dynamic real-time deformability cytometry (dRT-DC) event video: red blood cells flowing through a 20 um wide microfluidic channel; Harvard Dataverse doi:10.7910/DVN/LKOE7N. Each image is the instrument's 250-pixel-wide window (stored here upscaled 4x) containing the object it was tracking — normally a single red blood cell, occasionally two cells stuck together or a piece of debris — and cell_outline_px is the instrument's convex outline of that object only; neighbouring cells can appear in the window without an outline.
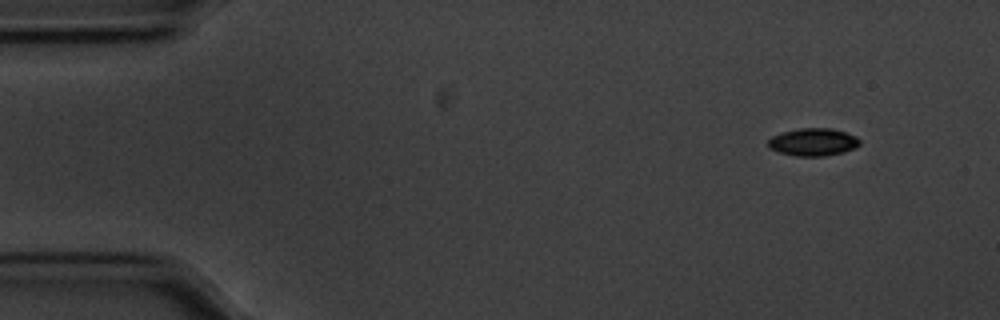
{"species": "common noctule bat (a hibernating species)", "species_latin": "Nyctalus noctula", "temperature_condition": "cold", "stored_images_in_passage": 52, "camera_frame_rate_fps": 3000, "um_per_image_px": 0.085, "animal": {"sex": "male", "body_mass_g": 20.1, "forearm_length_mm": 53.5}, "frame": {"image": 1, "passage_image": 1, "time_ms": 0.0, "image_size_px": [1000, 320], "cell_outline_px": [[860, 144], [856, 148], [844, 152], [824, 156], [796, 156], [780, 152], [768, 148], [768, 140], [772, 136], [780, 132], [800, 128], [832, 128], [856, 136], [860, 140]], "centroid_in_image_um": [69.11, 12.07], "position_along_channel_um": 15.9, "area_um2": 14.85}}
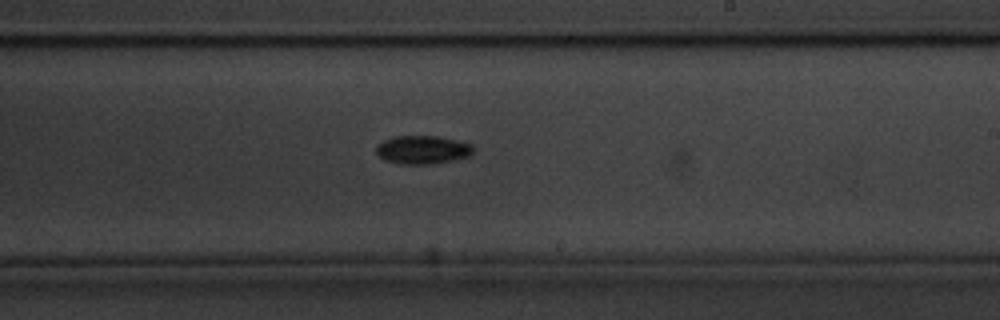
{"frame": {"image": 2, "passage_image": 29, "time_ms": 9.333, "image_size_px": [1000, 320], "cell_outline_px": [[472, 152], [468, 156], [432, 164], [400, 164], [384, 160], [376, 152], [376, 144], [384, 140], [396, 136], [436, 136], [456, 140], [472, 144]], "centroid_in_image_um": [35.87, 12.73], "position_along_channel_um": 253.1, "area_um2": 15.9}}
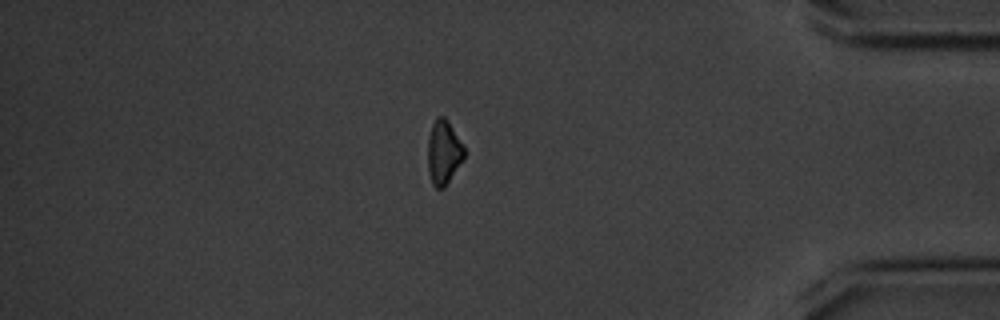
{"frame": {"image": 3, "passage_image": 44, "time_ms": 14.333, "image_size_px": [1000, 320], "cell_outline_px": [[464, 160], [444, 188], [436, 188], [432, 184], [428, 172], [428, 136], [432, 124], [436, 116], [444, 116], [448, 120], [464, 144]], "centroid_in_image_um": [37.72, 12.93], "position_along_channel_um": 397.5, "area_um2": 13.93}, "authors_computed_cell_mechanics": {"area_um2": 14.7968, "velocity_mm_per_s": 3.5603, "shape_relaxation_time_tau1_ms": 4.4229, "shape_relaxation_time_tau2_ms": null, "deformation_change_tau1": 0.193, "deformation_change_tau2": null}}